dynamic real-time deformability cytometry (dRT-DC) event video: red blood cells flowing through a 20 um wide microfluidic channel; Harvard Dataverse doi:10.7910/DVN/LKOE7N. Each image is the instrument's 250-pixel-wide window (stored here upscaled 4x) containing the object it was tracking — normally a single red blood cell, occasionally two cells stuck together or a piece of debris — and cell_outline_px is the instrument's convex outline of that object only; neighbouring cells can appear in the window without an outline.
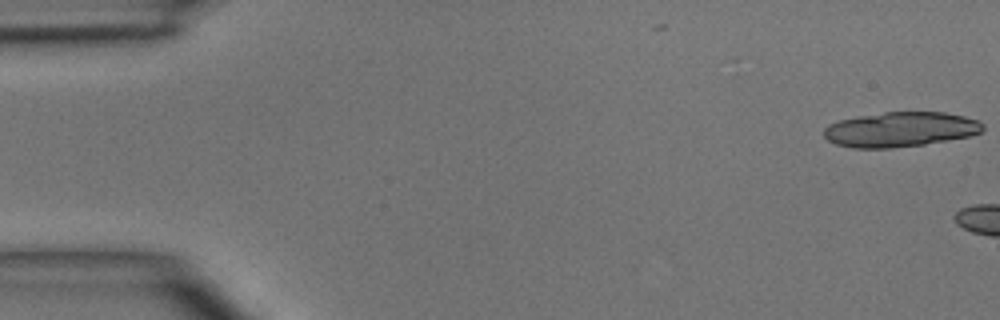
{"species": "common noctule bat (a hibernating species)", "species_latin": "Nyctalus noctula", "temperature_condition": "room temperature", "stored_images_in_passage": 2, "camera_frame_rate_fps": 3000, "um_per_image_px": 0.085, "animal": {"sex": "male", "body_mass_g": 15.6}, "frame": {"image": 1, "passage_image": 1, "time_ms": 0.0, "image_size_px": [1000, 320], "cell_outline_px": [[984, 128], [980, 132], [968, 136], [924, 144], [892, 148], [852, 148], [836, 144], [828, 140], [824, 136], [824, 128], [828, 124], [840, 120], [860, 116], [884, 112], [944, 112], [964, 116], [980, 120], [984, 124]], "centroid_in_image_um": [76.53, 11.0], "position_along_channel_um": 8.5, "area_um2": 32.25}}